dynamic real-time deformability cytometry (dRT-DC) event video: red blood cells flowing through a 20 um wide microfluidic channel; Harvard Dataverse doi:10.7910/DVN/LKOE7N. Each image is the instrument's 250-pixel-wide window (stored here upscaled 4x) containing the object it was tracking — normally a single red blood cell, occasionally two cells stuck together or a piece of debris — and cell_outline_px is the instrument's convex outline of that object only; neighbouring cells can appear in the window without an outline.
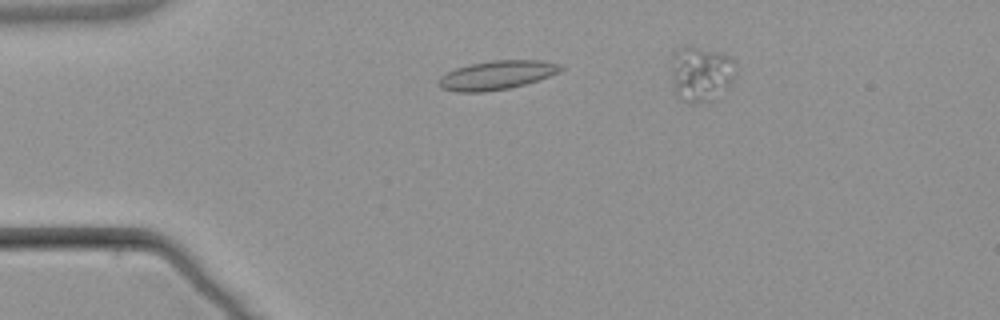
{"species": "common noctule bat (a hibernating species)", "species_latin": "Nyctalus noctula", "temperature_condition": "warm", "stored_images_in_passage": 6, "camera_frame_rate_fps": 3000, "um_per_image_px": 0.085, "animal": {"sex": "male", "body_mass_g": 21.5, "forearm_length_mm": 52.0}, "frame": {"image": 1, "passage_image": 3, "time_ms": 2.333, "image_size_px": [1000, 320], "cell_outline_px": [[564, 68], [560, 72], [524, 84], [508, 88], [484, 92], [456, 92], [440, 88], [440, 76], [456, 68], [472, 64], [492, 60], [540, 60], [560, 64]], "centroid_in_image_um": [42.23, 6.38], "position_along_channel_um": 42.8, "area_um2": 20.29}}
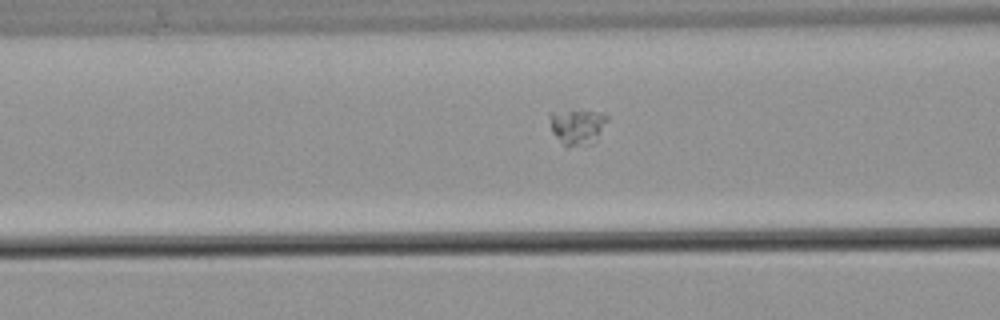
{"frame": {"image": 2, "passage_image": 6, "time_ms": 6.667, "image_size_px": [1000, 320], "cell_outline_px": [[608, 120], [592, 144], [568, 148], [552, 132], [548, 116], [548, 112], [604, 112], [608, 116]], "centroid_in_image_um": [49.06, 10.79], "position_along_channel_um": 117.5, "area_um2": 11.73}}